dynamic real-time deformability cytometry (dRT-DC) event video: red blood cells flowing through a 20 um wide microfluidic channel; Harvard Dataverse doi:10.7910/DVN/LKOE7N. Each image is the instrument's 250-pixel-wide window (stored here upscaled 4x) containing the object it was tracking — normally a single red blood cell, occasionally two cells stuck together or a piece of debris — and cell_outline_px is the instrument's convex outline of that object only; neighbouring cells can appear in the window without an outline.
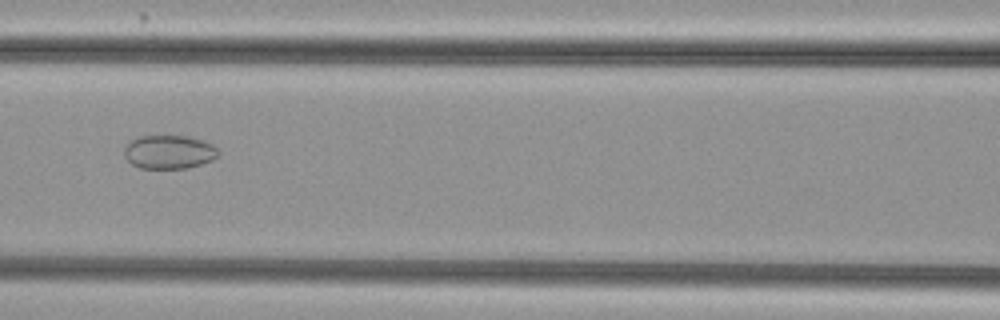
{"species": "common noctule bat (a hibernating species)", "species_latin": "Nyctalus noctula", "temperature_condition": "cold", "stored_images_in_passage": 45, "camera_frame_rate_fps": 3000, "um_per_image_px": 0.085, "animal": {"sex": "female", "body_mass_g": 29.2, "forearm_length_mm": 56.3}, "frame": {"image": 1, "passage_image": 22, "time_ms": 7.0, "image_size_px": [1000, 320], "cell_outline_px": [[220, 152], [212, 160], [188, 168], [140, 168], [132, 164], [124, 156], [124, 148], [132, 140], [140, 136], [188, 136], [204, 140], [212, 144]], "centroid_in_image_um": [14.38, 12.91], "position_along_channel_um": 152.2, "area_um2": 18.38}}
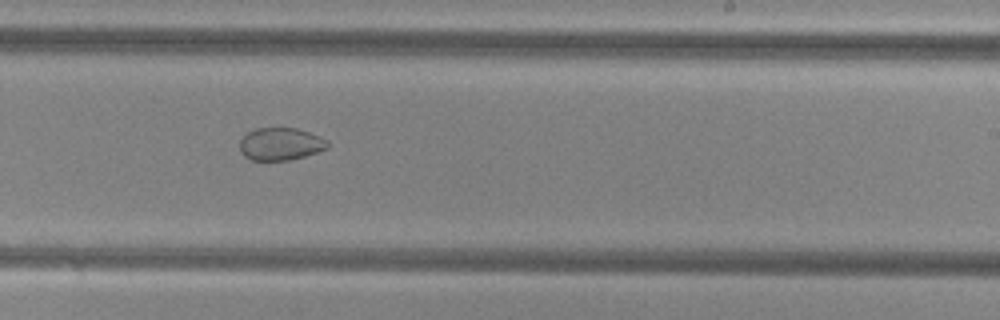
{"frame": {"image": 2, "passage_image": 31, "time_ms": 10.0, "image_size_px": [1000, 320], "cell_outline_px": [[328, 148], [304, 156], [288, 160], [252, 160], [244, 156], [240, 152], [240, 140], [248, 132], [256, 128], [296, 128], [320, 136], [328, 140]], "centroid_in_image_um": [23.84, 12.24], "position_along_channel_um": 265.2, "area_um2": 16.59}}
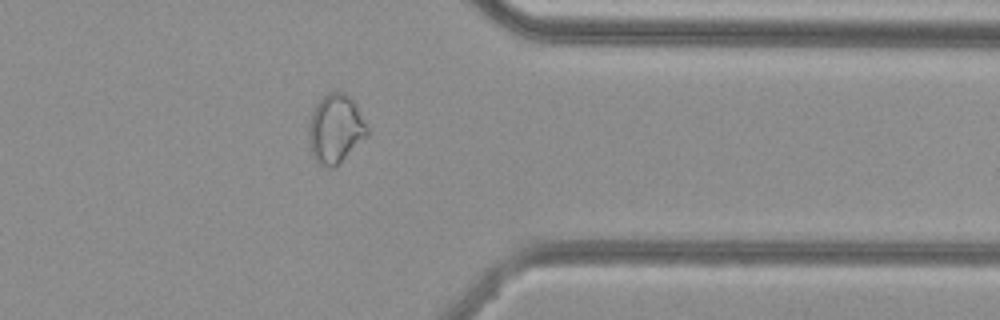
{"frame": {"image": 3, "passage_image": 41, "time_ms": 13.333, "image_size_px": [1000, 320], "cell_outline_px": [[368, 136], [336, 168], [328, 168], [316, 164], [312, 156], [308, 144], [308, 124], [312, 112], [316, 104], [328, 92], [344, 92], [356, 104], [368, 128]], "centroid_in_image_um": [28.5, 11.01], "position_along_channel_um": 382.9, "area_um2": 23.99}}